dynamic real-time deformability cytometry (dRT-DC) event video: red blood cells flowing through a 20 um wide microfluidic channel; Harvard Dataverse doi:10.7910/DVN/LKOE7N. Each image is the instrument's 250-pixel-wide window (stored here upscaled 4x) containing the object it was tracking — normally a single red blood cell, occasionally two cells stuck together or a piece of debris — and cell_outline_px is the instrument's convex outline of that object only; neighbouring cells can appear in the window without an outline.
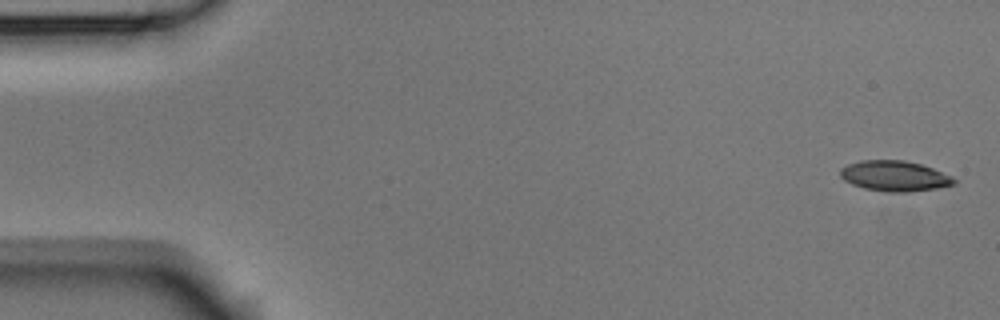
{"species": "Egyptian fruit bat (a non-hibernating species)", "species_latin": "Rousettus aegyptiacus", "temperature_condition": "room temperature", "stored_images_in_passage": 4, "camera_frame_rate_fps": 3000, "um_per_image_px": 0.085, "animal": {"sex": "male"}, "frame": {"image": 1, "passage_image": 1, "time_ms": 0.0, "image_size_px": [1000, 320], "cell_outline_px": [[956, 184], [936, 188], [908, 192], [884, 192], [864, 188], [852, 184], [844, 180], [840, 176], [840, 168], [848, 164], [860, 160], [904, 160], [920, 164], [932, 168], [952, 176], [956, 180]], "centroid_in_image_um": [76.02, 14.96], "position_along_channel_um": 9.0, "area_um2": 20.23}}